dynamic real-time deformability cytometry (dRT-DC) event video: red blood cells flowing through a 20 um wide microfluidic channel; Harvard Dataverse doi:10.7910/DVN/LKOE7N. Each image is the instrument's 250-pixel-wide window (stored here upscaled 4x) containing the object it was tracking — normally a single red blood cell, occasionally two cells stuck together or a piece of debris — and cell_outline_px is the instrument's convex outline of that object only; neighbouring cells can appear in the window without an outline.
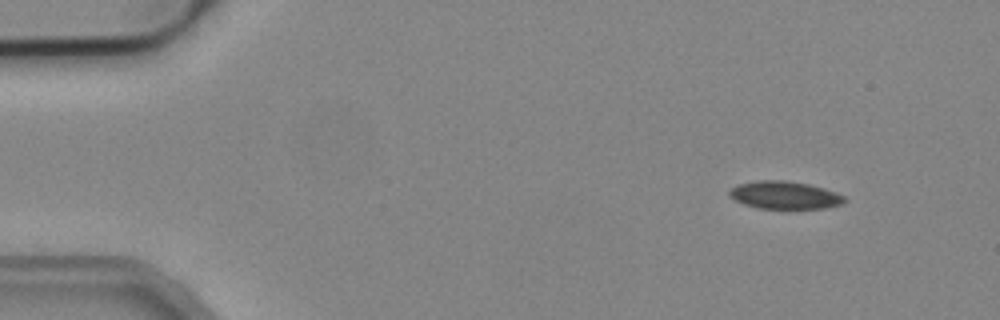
{"species": "common noctule bat (a hibernating species)", "species_latin": "Nyctalus noctula", "temperature_condition": "cold", "stored_images_in_passage": 3, "camera_frame_rate_fps": 3000, "um_per_image_px": 0.085, "animal": {"sex": "male", "body_mass_g": 19.2, "forearm_length_mm": 51.8}, "frame": {"image": 1, "passage_image": 1, "time_ms": 0.0, "image_size_px": [1000, 320], "cell_outline_px": [[848, 200], [844, 204], [824, 208], [756, 208], [744, 204], [728, 196], [728, 192], [732, 188], [740, 184], [756, 180], [784, 180], [808, 184], [824, 188], [836, 192], [844, 196]], "centroid_in_image_um": [66.72, 16.58], "position_along_channel_um": 18.3, "area_um2": 18.61}}